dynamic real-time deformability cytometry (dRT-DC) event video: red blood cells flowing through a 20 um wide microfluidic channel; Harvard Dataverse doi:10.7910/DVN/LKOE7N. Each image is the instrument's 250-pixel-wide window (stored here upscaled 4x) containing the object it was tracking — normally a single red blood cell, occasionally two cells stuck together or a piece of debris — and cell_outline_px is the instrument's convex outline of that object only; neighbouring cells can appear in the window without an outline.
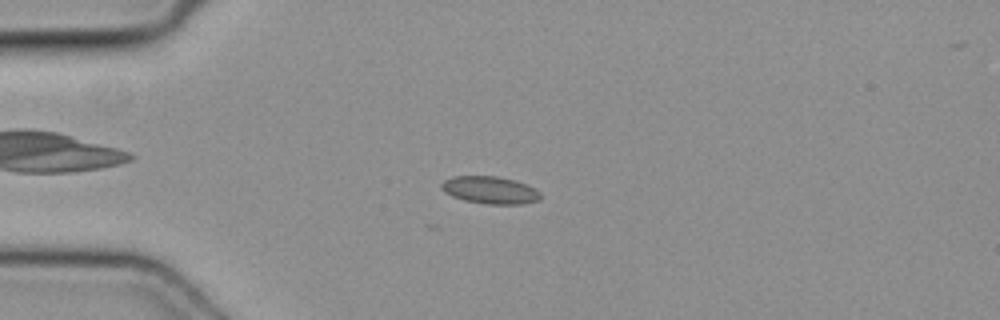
{"species": "common noctule bat (a hibernating species)", "species_latin": "Nyctalus noctula", "temperature_condition": "cold", "stored_images_in_passage": 49, "camera_frame_rate_fps": 3000, "um_per_image_px": 0.085, "animal": {"sex": "female", "body_mass_g": 19.3, "forearm_length_mm": 54.1}, "frame": {"image": 1, "passage_image": 13, "time_ms": 4.0, "image_size_px": [1000, 320], "cell_outline_px": [[540, 200], [524, 204], [484, 204], [464, 200], [452, 196], [444, 192], [440, 188], [440, 184], [444, 180], [452, 176], [496, 176], [512, 180], [524, 184], [540, 192]], "centroid_in_image_um": [41.6, 16.16], "position_along_channel_um": 43.4, "area_um2": 15.78}}
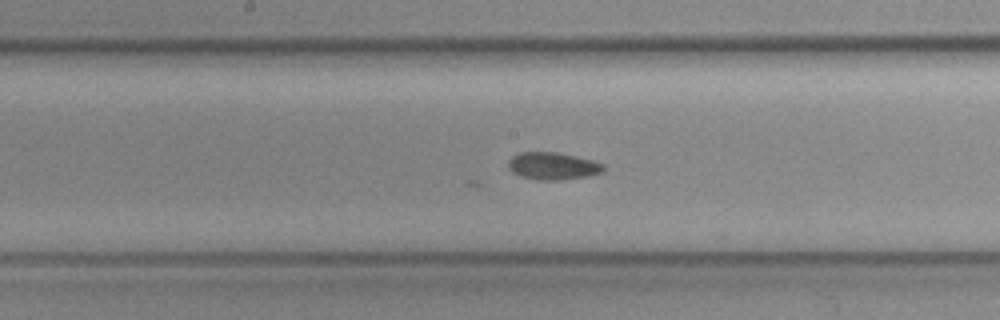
{"frame": {"image": 2, "passage_image": 26, "time_ms": 8.333, "image_size_px": [1000, 320], "cell_outline_px": [[604, 168], [600, 172], [588, 176], [560, 180], [540, 180], [520, 176], [512, 172], [508, 168], [508, 160], [512, 156], [520, 152], [556, 152], [576, 156], [592, 160], [604, 164]], "centroid_in_image_um": [46.95, 14.1], "position_along_channel_um": 201.2, "area_um2": 15.14}}
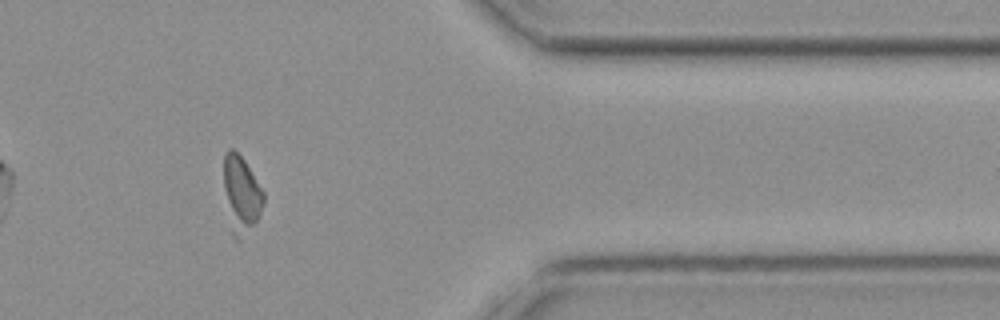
{"frame": {"image": 3, "passage_image": 41, "time_ms": 13.333, "image_size_px": [1000, 320], "cell_outline_px": [[264, 204], [256, 220], [240, 240], [236, 240], [232, 236], [224, 188], [224, 152], [228, 148], [232, 148], [244, 160], [264, 192]], "centroid_in_image_um": [20.49, 16.5], "position_along_channel_um": 390.9, "area_um2": 17.51}}